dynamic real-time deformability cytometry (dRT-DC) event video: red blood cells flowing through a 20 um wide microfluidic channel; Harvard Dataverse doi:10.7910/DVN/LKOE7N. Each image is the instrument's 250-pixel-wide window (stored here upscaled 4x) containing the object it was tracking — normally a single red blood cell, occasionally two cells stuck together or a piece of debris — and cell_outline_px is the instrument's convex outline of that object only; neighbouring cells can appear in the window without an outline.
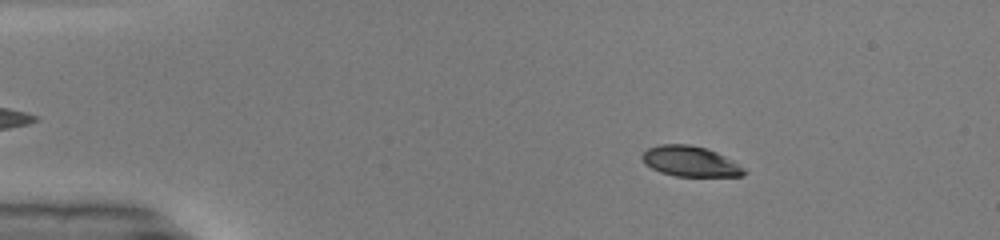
{"species": "common noctule bat (a hibernating species)", "species_latin": "Nyctalus noctula", "temperature_condition": "warm", "stored_images_in_passage": 49, "camera_frame_rate_fps": 3000, "um_per_image_px": 0.085, "animal": {"sex": "male", "body_mass_g": 19.0, "forearm_length_mm": 50.8}, "frame": {"image": 1, "passage_image": 8, "time_ms": 2.333, "image_size_px": [1000, 240], "cell_outline_px": [[748, 172], [744, 176], [676, 176], [660, 172], [644, 164], [640, 156], [648, 148], [660, 144], [688, 144], [708, 148], [724, 156], [744, 168]], "centroid_in_image_um": [58.66, 13.71], "position_along_channel_um": 26.3, "area_um2": 18.09}}
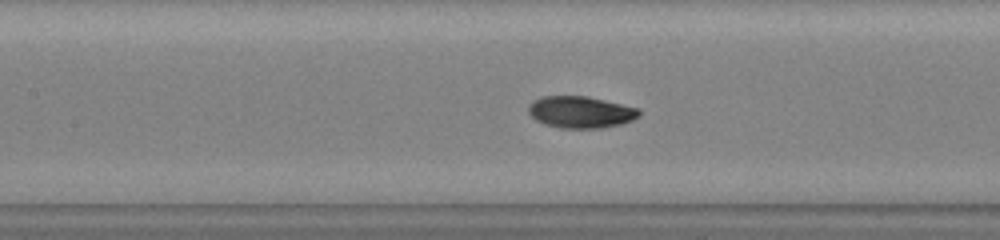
{"frame": {"image": 2, "passage_image": 23, "time_ms": 7.333, "image_size_px": [1000, 240], "cell_outline_px": [[640, 116], [632, 120], [620, 124], [600, 128], [560, 128], [544, 124], [536, 120], [528, 112], [528, 104], [532, 100], [540, 96], [588, 96], [640, 108]], "centroid_in_image_um": [49.34, 9.52], "position_along_channel_um": 158.1, "area_um2": 20.69}}
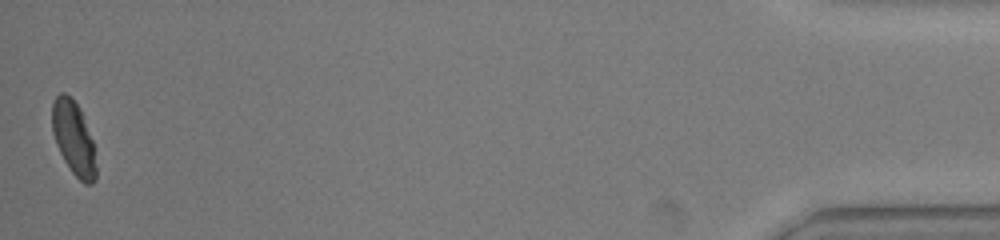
{"frame": {"image": 3, "passage_image": 49, "time_ms": 16.0, "image_size_px": [1000, 240], "cell_outline_px": [[96, 180], [92, 184], [84, 184], [72, 172], [64, 160], [56, 144], [52, 132], [52, 104], [56, 96], [60, 92], [64, 92], [72, 96], [80, 108], [92, 140], [96, 168]], "centroid_in_image_um": [6.25, 11.72], "position_along_channel_um": 429.0, "area_um2": 18.9}, "authors_computed_cell_mechanics": {"area_um2": 19.8254, "velocity_mm_per_s": 4.1401, "shape_relaxation_time_tau1_ms": 4.1941, "shape_relaxation_time_tau2_ms": 1.2739, "deformation_change_tau1": 0.1968, "deformation_change_tau2": 0.0334}}